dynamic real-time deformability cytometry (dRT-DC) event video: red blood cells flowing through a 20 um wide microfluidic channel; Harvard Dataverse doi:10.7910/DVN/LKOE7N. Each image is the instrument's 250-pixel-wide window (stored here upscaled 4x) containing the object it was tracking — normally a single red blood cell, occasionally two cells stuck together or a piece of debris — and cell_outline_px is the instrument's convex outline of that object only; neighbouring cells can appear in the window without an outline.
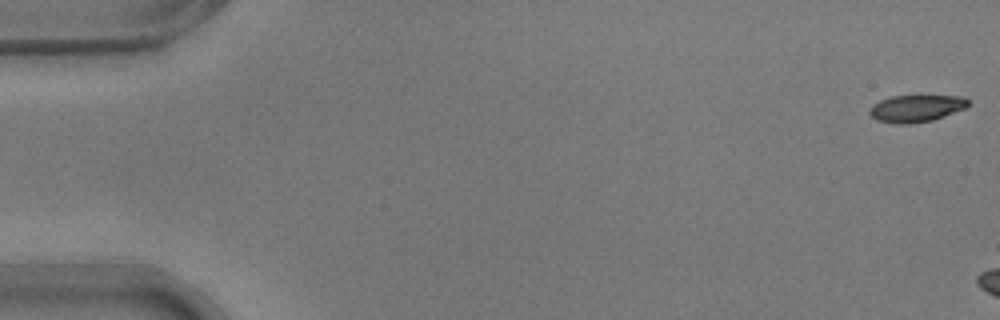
{"species": "common noctule bat (a hibernating species)", "species_latin": "Nyctalus noctula", "temperature_condition": "warm", "stored_images_in_passage": 6, "camera_frame_rate_fps": 3000, "um_per_image_px": 0.085, "animal": {"sex": "male", "body_mass_g": 17.9}, "frame": {"image": 1, "passage_image": 1, "time_ms": 0.0, "image_size_px": [1000, 320], "cell_outline_px": [[968, 104], [964, 108], [944, 116], [932, 120], [912, 124], [896, 124], [876, 120], [868, 112], [872, 104], [880, 100], [892, 96], [964, 96], [968, 100]], "centroid_in_image_um": [77.83, 9.22], "position_along_channel_um": 7.2, "area_um2": 15.49}}